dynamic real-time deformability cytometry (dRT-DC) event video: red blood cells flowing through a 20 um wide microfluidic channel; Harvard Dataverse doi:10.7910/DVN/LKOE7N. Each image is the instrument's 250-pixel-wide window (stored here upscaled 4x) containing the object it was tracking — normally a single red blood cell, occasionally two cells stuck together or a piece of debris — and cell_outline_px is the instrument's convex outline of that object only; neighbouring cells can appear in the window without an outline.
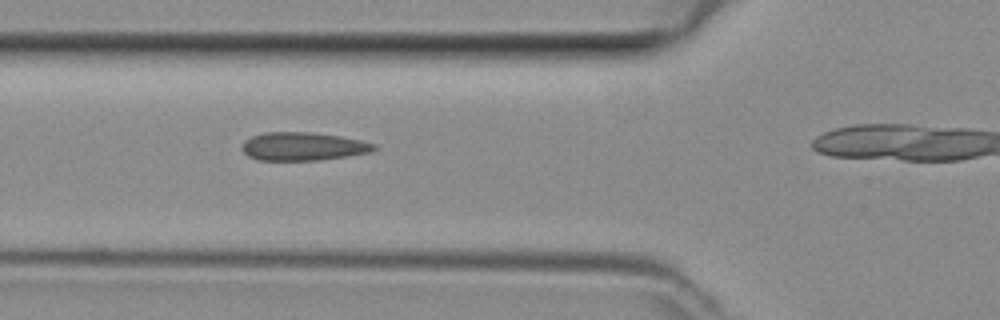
{"species": "common noctule bat (a hibernating species)", "species_latin": "Nyctalus noctula", "temperature_condition": "room temperature", "stored_images_in_passage": 10, "camera_frame_rate_fps": 3000, "um_per_image_px": 0.085, "animal": {"sex": "female", "body_mass_g": 29.2, "forearm_length_mm": 56.3}, "frame": {"image": 1, "passage_image": 4, "time_ms": 1.0, "image_size_px": [1000, 320], "cell_outline_px": [[376, 148], [372, 152], [348, 156], [316, 160], [256, 160], [248, 156], [240, 148], [240, 144], [244, 140], [252, 136], [264, 132], [312, 132], [340, 136], [360, 140], [376, 144]], "centroid_in_image_um": [25.72, 12.44], "position_along_channel_um": 100.1, "area_um2": 21.91}}
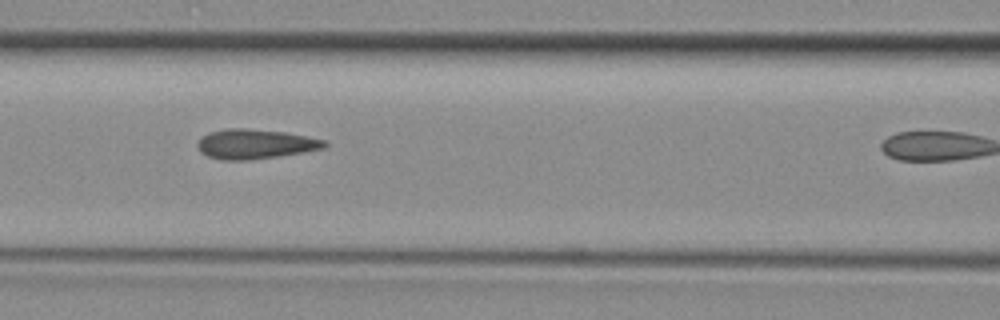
{"frame": {"image": 2, "passage_image": 7, "time_ms": 2.0, "image_size_px": [1000, 320], "cell_outline_px": [[328, 144], [324, 148], [304, 152], [280, 156], [248, 160], [220, 160], [208, 156], [200, 152], [196, 144], [204, 136], [212, 132], [228, 128], [244, 128], [284, 132], [324, 140]], "centroid_in_image_um": [21.68, 12.25], "position_along_channel_um": 144.9, "area_um2": 21.73}}